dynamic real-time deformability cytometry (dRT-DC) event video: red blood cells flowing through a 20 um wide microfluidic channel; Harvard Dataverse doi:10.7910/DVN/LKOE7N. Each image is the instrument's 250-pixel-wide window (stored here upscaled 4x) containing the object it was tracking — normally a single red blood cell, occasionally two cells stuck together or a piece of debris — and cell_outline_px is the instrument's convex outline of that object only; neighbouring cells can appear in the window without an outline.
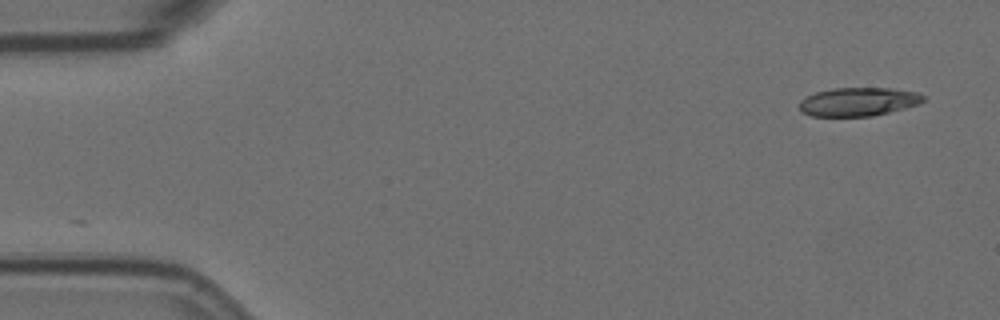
{"species": "Egyptian fruit bat (a non-hibernating species)", "species_latin": "Rousettus aegyptiacus", "temperature_condition": "room temperature", "stored_images_in_passage": 8, "camera_frame_rate_fps": 3000, "um_per_image_px": 0.085, "animal": {"sex": "female"}, "frame": {"image": 1, "passage_image": 1, "time_ms": 0.0, "image_size_px": [1000, 320], "cell_outline_px": [[928, 96], [920, 104], [872, 116], [812, 116], [800, 112], [800, 100], [804, 96], [816, 92], [832, 88], [888, 88], [916, 92]], "centroid_in_image_um": [72.95, 8.64], "position_along_channel_um": 12.1, "area_um2": 20.75}}